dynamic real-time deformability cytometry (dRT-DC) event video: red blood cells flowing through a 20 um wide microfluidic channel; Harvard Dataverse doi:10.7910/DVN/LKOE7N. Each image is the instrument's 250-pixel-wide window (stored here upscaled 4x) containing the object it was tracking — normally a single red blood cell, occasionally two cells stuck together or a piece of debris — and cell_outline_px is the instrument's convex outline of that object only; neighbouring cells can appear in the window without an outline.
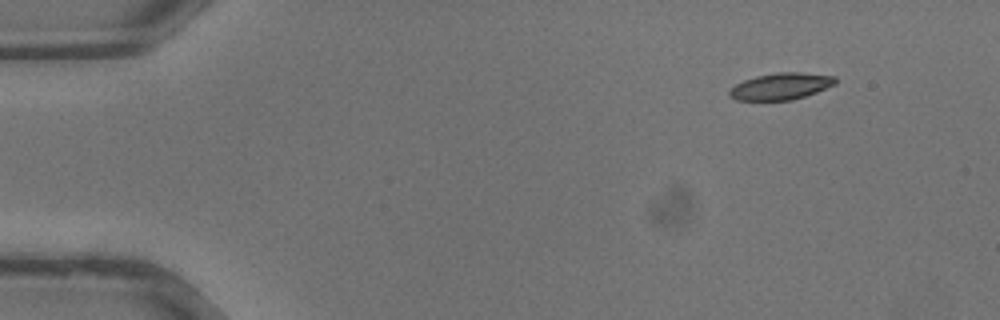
{"species": "common noctule bat (a hibernating species)", "species_latin": "Nyctalus noctula", "temperature_condition": "warm", "stored_images_in_passage": 33, "camera_frame_rate_fps": 3000, "um_per_image_px": 0.085, "animal": {"sex": "male", "body_mass_g": 13.3}, "frame": {"image": 1, "passage_image": 1, "time_ms": 0.0, "image_size_px": [1000, 320], "cell_outline_px": [[836, 84], [816, 92], [792, 100], [736, 100], [728, 96], [728, 92], [736, 84], [744, 80], [756, 76], [776, 72], [800, 72], [836, 76]], "centroid_in_image_um": [66.37, 7.33], "position_along_channel_um": 18.6, "area_um2": 16.47}}
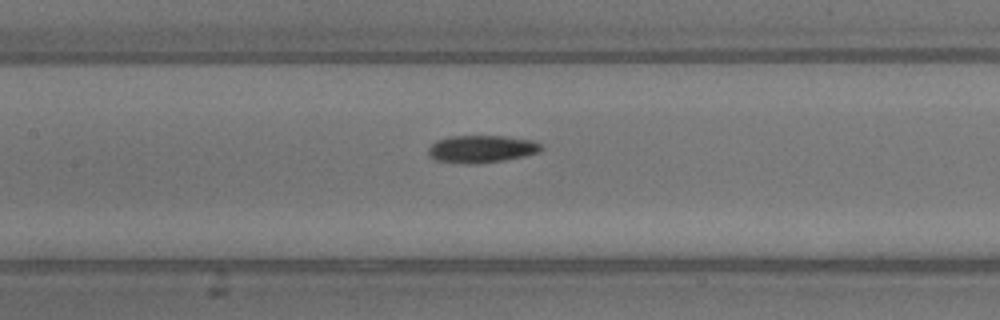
{"frame": {"image": 2, "passage_image": 14, "time_ms": 4.333, "image_size_px": [1000, 320], "cell_outline_px": [[544, 148], [540, 152], [524, 156], [504, 160], [476, 164], [468, 164], [436, 160], [428, 156], [428, 148], [436, 140], [448, 136], [504, 136], [532, 140], [540, 144]], "centroid_in_image_um": [40.92, 12.66], "position_along_channel_um": 166.5, "area_um2": 18.15}}
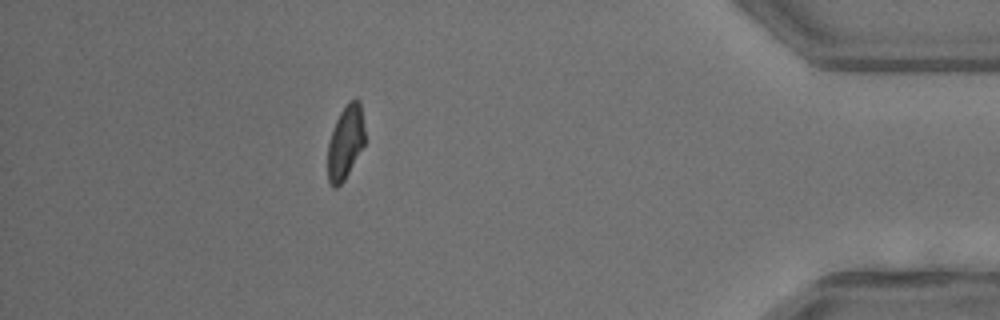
{"frame": {"image": 3, "passage_image": 29, "time_ms": 9.333, "image_size_px": [1000, 320], "cell_outline_px": [[364, 144], [344, 180], [336, 188], [332, 188], [328, 184], [328, 144], [336, 120], [340, 112], [348, 100], [360, 100], [364, 128]], "centroid_in_image_um": [29.35, 12.1], "position_along_channel_um": 405.9, "area_um2": 15.78}}